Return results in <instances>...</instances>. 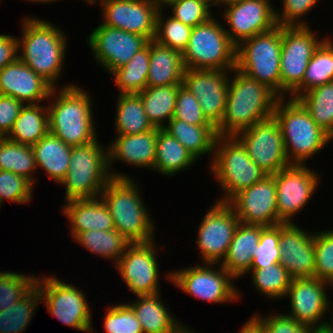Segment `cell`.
<instances>
[{
	"instance_id": "50",
	"label": "cell",
	"mask_w": 333,
	"mask_h": 333,
	"mask_svg": "<svg viewBox=\"0 0 333 333\" xmlns=\"http://www.w3.org/2000/svg\"><path fill=\"white\" fill-rule=\"evenodd\" d=\"M169 9L172 17L192 28L214 16L211 6L204 0H179Z\"/></svg>"
},
{
	"instance_id": "48",
	"label": "cell",
	"mask_w": 333,
	"mask_h": 333,
	"mask_svg": "<svg viewBox=\"0 0 333 333\" xmlns=\"http://www.w3.org/2000/svg\"><path fill=\"white\" fill-rule=\"evenodd\" d=\"M35 186L26 178L10 171L0 170V205L5 201L30 204Z\"/></svg>"
},
{
	"instance_id": "9",
	"label": "cell",
	"mask_w": 333,
	"mask_h": 333,
	"mask_svg": "<svg viewBox=\"0 0 333 333\" xmlns=\"http://www.w3.org/2000/svg\"><path fill=\"white\" fill-rule=\"evenodd\" d=\"M282 26L243 41L236 49V68L265 84L281 98Z\"/></svg>"
},
{
	"instance_id": "1",
	"label": "cell",
	"mask_w": 333,
	"mask_h": 333,
	"mask_svg": "<svg viewBox=\"0 0 333 333\" xmlns=\"http://www.w3.org/2000/svg\"><path fill=\"white\" fill-rule=\"evenodd\" d=\"M18 58L36 74L57 88L64 72L68 33L45 19L27 16L21 19Z\"/></svg>"
},
{
	"instance_id": "59",
	"label": "cell",
	"mask_w": 333,
	"mask_h": 333,
	"mask_svg": "<svg viewBox=\"0 0 333 333\" xmlns=\"http://www.w3.org/2000/svg\"><path fill=\"white\" fill-rule=\"evenodd\" d=\"M24 1H27V2H32V3H43V4H51V3H57L59 2V0H24ZM62 1V0H61Z\"/></svg>"
},
{
	"instance_id": "8",
	"label": "cell",
	"mask_w": 333,
	"mask_h": 333,
	"mask_svg": "<svg viewBox=\"0 0 333 333\" xmlns=\"http://www.w3.org/2000/svg\"><path fill=\"white\" fill-rule=\"evenodd\" d=\"M211 17L192 28L188 45L182 53L185 69L232 70L236 67V49L224 22Z\"/></svg>"
},
{
	"instance_id": "17",
	"label": "cell",
	"mask_w": 333,
	"mask_h": 333,
	"mask_svg": "<svg viewBox=\"0 0 333 333\" xmlns=\"http://www.w3.org/2000/svg\"><path fill=\"white\" fill-rule=\"evenodd\" d=\"M270 0H237L223 5L222 16L225 31L237 47L257 34L275 28V7Z\"/></svg>"
},
{
	"instance_id": "37",
	"label": "cell",
	"mask_w": 333,
	"mask_h": 333,
	"mask_svg": "<svg viewBox=\"0 0 333 333\" xmlns=\"http://www.w3.org/2000/svg\"><path fill=\"white\" fill-rule=\"evenodd\" d=\"M73 240L91 254L112 261L115 265L130 244L117 230H90L78 233Z\"/></svg>"
},
{
	"instance_id": "32",
	"label": "cell",
	"mask_w": 333,
	"mask_h": 333,
	"mask_svg": "<svg viewBox=\"0 0 333 333\" xmlns=\"http://www.w3.org/2000/svg\"><path fill=\"white\" fill-rule=\"evenodd\" d=\"M195 161L193 155L176 138L164 128H157L154 172L170 177L186 171Z\"/></svg>"
},
{
	"instance_id": "42",
	"label": "cell",
	"mask_w": 333,
	"mask_h": 333,
	"mask_svg": "<svg viewBox=\"0 0 333 333\" xmlns=\"http://www.w3.org/2000/svg\"><path fill=\"white\" fill-rule=\"evenodd\" d=\"M248 273L258 295L269 300L285 299L292 277L283 265L275 263L262 269H250Z\"/></svg>"
},
{
	"instance_id": "60",
	"label": "cell",
	"mask_w": 333,
	"mask_h": 333,
	"mask_svg": "<svg viewBox=\"0 0 333 333\" xmlns=\"http://www.w3.org/2000/svg\"><path fill=\"white\" fill-rule=\"evenodd\" d=\"M233 1H237V0H216V6H219V7L221 6V9H222L223 5L233 2Z\"/></svg>"
},
{
	"instance_id": "11",
	"label": "cell",
	"mask_w": 333,
	"mask_h": 333,
	"mask_svg": "<svg viewBox=\"0 0 333 333\" xmlns=\"http://www.w3.org/2000/svg\"><path fill=\"white\" fill-rule=\"evenodd\" d=\"M39 275L35 285L41 293V304L44 302L50 315L67 327L90 333L93 327V309L84 290L74 283H66L62 277Z\"/></svg>"
},
{
	"instance_id": "22",
	"label": "cell",
	"mask_w": 333,
	"mask_h": 333,
	"mask_svg": "<svg viewBox=\"0 0 333 333\" xmlns=\"http://www.w3.org/2000/svg\"><path fill=\"white\" fill-rule=\"evenodd\" d=\"M98 5L103 25L154 40L158 10L149 0H101Z\"/></svg>"
},
{
	"instance_id": "10",
	"label": "cell",
	"mask_w": 333,
	"mask_h": 333,
	"mask_svg": "<svg viewBox=\"0 0 333 333\" xmlns=\"http://www.w3.org/2000/svg\"><path fill=\"white\" fill-rule=\"evenodd\" d=\"M164 276L187 295L211 304H226L240 299L241 293L234 284L236 279L218 263H198L171 270Z\"/></svg>"
},
{
	"instance_id": "14",
	"label": "cell",
	"mask_w": 333,
	"mask_h": 333,
	"mask_svg": "<svg viewBox=\"0 0 333 333\" xmlns=\"http://www.w3.org/2000/svg\"><path fill=\"white\" fill-rule=\"evenodd\" d=\"M156 244L155 240L130 243L113 266L134 296L161 292L159 281L163 274L159 270Z\"/></svg>"
},
{
	"instance_id": "36",
	"label": "cell",
	"mask_w": 333,
	"mask_h": 333,
	"mask_svg": "<svg viewBox=\"0 0 333 333\" xmlns=\"http://www.w3.org/2000/svg\"><path fill=\"white\" fill-rule=\"evenodd\" d=\"M180 86L146 87L138 93L145 113L154 127L164 128L174 117L176 97Z\"/></svg>"
},
{
	"instance_id": "33",
	"label": "cell",
	"mask_w": 333,
	"mask_h": 333,
	"mask_svg": "<svg viewBox=\"0 0 333 333\" xmlns=\"http://www.w3.org/2000/svg\"><path fill=\"white\" fill-rule=\"evenodd\" d=\"M47 104L24 105L14 126L6 137L8 140L33 146L49 132Z\"/></svg>"
},
{
	"instance_id": "46",
	"label": "cell",
	"mask_w": 333,
	"mask_h": 333,
	"mask_svg": "<svg viewBox=\"0 0 333 333\" xmlns=\"http://www.w3.org/2000/svg\"><path fill=\"white\" fill-rule=\"evenodd\" d=\"M314 277L333 286V228L314 232Z\"/></svg>"
},
{
	"instance_id": "41",
	"label": "cell",
	"mask_w": 333,
	"mask_h": 333,
	"mask_svg": "<svg viewBox=\"0 0 333 333\" xmlns=\"http://www.w3.org/2000/svg\"><path fill=\"white\" fill-rule=\"evenodd\" d=\"M298 100L316 124L333 139V82L312 88Z\"/></svg>"
},
{
	"instance_id": "20",
	"label": "cell",
	"mask_w": 333,
	"mask_h": 333,
	"mask_svg": "<svg viewBox=\"0 0 333 333\" xmlns=\"http://www.w3.org/2000/svg\"><path fill=\"white\" fill-rule=\"evenodd\" d=\"M228 204L240 223L271 227L282 224L278 219L276 183L267 175L251 187L237 193Z\"/></svg>"
},
{
	"instance_id": "55",
	"label": "cell",
	"mask_w": 333,
	"mask_h": 333,
	"mask_svg": "<svg viewBox=\"0 0 333 333\" xmlns=\"http://www.w3.org/2000/svg\"><path fill=\"white\" fill-rule=\"evenodd\" d=\"M238 333H264L257 324L249 318L247 319L246 323L241 327Z\"/></svg>"
},
{
	"instance_id": "51",
	"label": "cell",
	"mask_w": 333,
	"mask_h": 333,
	"mask_svg": "<svg viewBox=\"0 0 333 333\" xmlns=\"http://www.w3.org/2000/svg\"><path fill=\"white\" fill-rule=\"evenodd\" d=\"M320 0H282V8L275 9L279 26H310L304 19ZM303 17V18H302Z\"/></svg>"
},
{
	"instance_id": "44",
	"label": "cell",
	"mask_w": 333,
	"mask_h": 333,
	"mask_svg": "<svg viewBox=\"0 0 333 333\" xmlns=\"http://www.w3.org/2000/svg\"><path fill=\"white\" fill-rule=\"evenodd\" d=\"M37 276L15 271H0V311L25 296L36 283Z\"/></svg>"
},
{
	"instance_id": "61",
	"label": "cell",
	"mask_w": 333,
	"mask_h": 333,
	"mask_svg": "<svg viewBox=\"0 0 333 333\" xmlns=\"http://www.w3.org/2000/svg\"><path fill=\"white\" fill-rule=\"evenodd\" d=\"M84 3L86 2L89 3L90 7L93 6L94 4H98L101 0H82Z\"/></svg>"
},
{
	"instance_id": "12",
	"label": "cell",
	"mask_w": 333,
	"mask_h": 333,
	"mask_svg": "<svg viewBox=\"0 0 333 333\" xmlns=\"http://www.w3.org/2000/svg\"><path fill=\"white\" fill-rule=\"evenodd\" d=\"M319 36L310 26H282L281 98L289 97L302 83L308 62L327 38Z\"/></svg>"
},
{
	"instance_id": "63",
	"label": "cell",
	"mask_w": 333,
	"mask_h": 333,
	"mask_svg": "<svg viewBox=\"0 0 333 333\" xmlns=\"http://www.w3.org/2000/svg\"><path fill=\"white\" fill-rule=\"evenodd\" d=\"M90 333H95V332H94V326L92 327V331H91Z\"/></svg>"
},
{
	"instance_id": "52",
	"label": "cell",
	"mask_w": 333,
	"mask_h": 333,
	"mask_svg": "<svg viewBox=\"0 0 333 333\" xmlns=\"http://www.w3.org/2000/svg\"><path fill=\"white\" fill-rule=\"evenodd\" d=\"M174 118L190 125H212L204 116L198 99L183 85L178 89Z\"/></svg>"
},
{
	"instance_id": "30",
	"label": "cell",
	"mask_w": 333,
	"mask_h": 333,
	"mask_svg": "<svg viewBox=\"0 0 333 333\" xmlns=\"http://www.w3.org/2000/svg\"><path fill=\"white\" fill-rule=\"evenodd\" d=\"M31 147L37 170L41 168L51 181L60 185L70 165L72 147L50 132Z\"/></svg>"
},
{
	"instance_id": "3",
	"label": "cell",
	"mask_w": 333,
	"mask_h": 333,
	"mask_svg": "<svg viewBox=\"0 0 333 333\" xmlns=\"http://www.w3.org/2000/svg\"><path fill=\"white\" fill-rule=\"evenodd\" d=\"M279 97L265 84L236 67L229 76L226 109L216 127L218 136H236L243 130L272 117Z\"/></svg>"
},
{
	"instance_id": "4",
	"label": "cell",
	"mask_w": 333,
	"mask_h": 333,
	"mask_svg": "<svg viewBox=\"0 0 333 333\" xmlns=\"http://www.w3.org/2000/svg\"><path fill=\"white\" fill-rule=\"evenodd\" d=\"M136 181L135 178H111L100 197L108 206L115 230L129 243H144L155 240L156 223Z\"/></svg>"
},
{
	"instance_id": "16",
	"label": "cell",
	"mask_w": 333,
	"mask_h": 333,
	"mask_svg": "<svg viewBox=\"0 0 333 333\" xmlns=\"http://www.w3.org/2000/svg\"><path fill=\"white\" fill-rule=\"evenodd\" d=\"M240 221L233 208L224 202L215 201L206 211L196 230V245L201 263L220 264L225 258Z\"/></svg>"
},
{
	"instance_id": "19",
	"label": "cell",
	"mask_w": 333,
	"mask_h": 333,
	"mask_svg": "<svg viewBox=\"0 0 333 333\" xmlns=\"http://www.w3.org/2000/svg\"><path fill=\"white\" fill-rule=\"evenodd\" d=\"M88 36L86 42L92 51L93 59H96L98 66L107 74L127 64L149 42L144 36L102 23L95 26Z\"/></svg>"
},
{
	"instance_id": "18",
	"label": "cell",
	"mask_w": 333,
	"mask_h": 333,
	"mask_svg": "<svg viewBox=\"0 0 333 333\" xmlns=\"http://www.w3.org/2000/svg\"><path fill=\"white\" fill-rule=\"evenodd\" d=\"M251 160L267 175H274L290 164L278 122L272 116L255 123L235 136Z\"/></svg>"
},
{
	"instance_id": "31",
	"label": "cell",
	"mask_w": 333,
	"mask_h": 333,
	"mask_svg": "<svg viewBox=\"0 0 333 333\" xmlns=\"http://www.w3.org/2000/svg\"><path fill=\"white\" fill-rule=\"evenodd\" d=\"M164 129L176 138L196 160L210 154L211 161L208 165L211 164L218 136L213 125H190L173 117Z\"/></svg>"
},
{
	"instance_id": "2",
	"label": "cell",
	"mask_w": 333,
	"mask_h": 333,
	"mask_svg": "<svg viewBox=\"0 0 333 333\" xmlns=\"http://www.w3.org/2000/svg\"><path fill=\"white\" fill-rule=\"evenodd\" d=\"M78 84L53 88L47 101L49 132L71 147L98 139L93 97Z\"/></svg>"
},
{
	"instance_id": "38",
	"label": "cell",
	"mask_w": 333,
	"mask_h": 333,
	"mask_svg": "<svg viewBox=\"0 0 333 333\" xmlns=\"http://www.w3.org/2000/svg\"><path fill=\"white\" fill-rule=\"evenodd\" d=\"M150 41L138 51L127 64L114 70L115 87L118 94H138L147 87V76L150 64Z\"/></svg>"
},
{
	"instance_id": "56",
	"label": "cell",
	"mask_w": 333,
	"mask_h": 333,
	"mask_svg": "<svg viewBox=\"0 0 333 333\" xmlns=\"http://www.w3.org/2000/svg\"><path fill=\"white\" fill-rule=\"evenodd\" d=\"M158 11H165L179 0H149Z\"/></svg>"
},
{
	"instance_id": "5",
	"label": "cell",
	"mask_w": 333,
	"mask_h": 333,
	"mask_svg": "<svg viewBox=\"0 0 333 333\" xmlns=\"http://www.w3.org/2000/svg\"><path fill=\"white\" fill-rule=\"evenodd\" d=\"M283 135L290 164L306 165L333 140L311 117L298 99L279 98L272 115Z\"/></svg>"
},
{
	"instance_id": "62",
	"label": "cell",
	"mask_w": 333,
	"mask_h": 333,
	"mask_svg": "<svg viewBox=\"0 0 333 333\" xmlns=\"http://www.w3.org/2000/svg\"><path fill=\"white\" fill-rule=\"evenodd\" d=\"M204 1L207 2L211 7L216 6V0H204Z\"/></svg>"
},
{
	"instance_id": "45",
	"label": "cell",
	"mask_w": 333,
	"mask_h": 333,
	"mask_svg": "<svg viewBox=\"0 0 333 333\" xmlns=\"http://www.w3.org/2000/svg\"><path fill=\"white\" fill-rule=\"evenodd\" d=\"M105 309L102 324L105 333H143L140 322L127 303L111 304Z\"/></svg>"
},
{
	"instance_id": "23",
	"label": "cell",
	"mask_w": 333,
	"mask_h": 333,
	"mask_svg": "<svg viewBox=\"0 0 333 333\" xmlns=\"http://www.w3.org/2000/svg\"><path fill=\"white\" fill-rule=\"evenodd\" d=\"M280 261L292 279L314 278V232L297 222L280 224Z\"/></svg>"
},
{
	"instance_id": "28",
	"label": "cell",
	"mask_w": 333,
	"mask_h": 333,
	"mask_svg": "<svg viewBox=\"0 0 333 333\" xmlns=\"http://www.w3.org/2000/svg\"><path fill=\"white\" fill-rule=\"evenodd\" d=\"M261 225L239 223L227 254L220 265L236 280L248 275L253 261V251L258 247Z\"/></svg>"
},
{
	"instance_id": "25",
	"label": "cell",
	"mask_w": 333,
	"mask_h": 333,
	"mask_svg": "<svg viewBox=\"0 0 333 333\" xmlns=\"http://www.w3.org/2000/svg\"><path fill=\"white\" fill-rule=\"evenodd\" d=\"M53 87L19 58L0 70V94L24 105L47 102Z\"/></svg>"
},
{
	"instance_id": "35",
	"label": "cell",
	"mask_w": 333,
	"mask_h": 333,
	"mask_svg": "<svg viewBox=\"0 0 333 333\" xmlns=\"http://www.w3.org/2000/svg\"><path fill=\"white\" fill-rule=\"evenodd\" d=\"M333 82V39L327 37L317 48L308 62L302 83L289 95L298 99L302 94L327 83Z\"/></svg>"
},
{
	"instance_id": "26",
	"label": "cell",
	"mask_w": 333,
	"mask_h": 333,
	"mask_svg": "<svg viewBox=\"0 0 333 333\" xmlns=\"http://www.w3.org/2000/svg\"><path fill=\"white\" fill-rule=\"evenodd\" d=\"M62 213L68 219L70 236L90 230L108 231L115 229L108 206L102 198L73 199L63 202Z\"/></svg>"
},
{
	"instance_id": "57",
	"label": "cell",
	"mask_w": 333,
	"mask_h": 333,
	"mask_svg": "<svg viewBox=\"0 0 333 333\" xmlns=\"http://www.w3.org/2000/svg\"><path fill=\"white\" fill-rule=\"evenodd\" d=\"M187 326V327H186ZM172 333H198L195 330L189 328L188 325L182 323L174 332Z\"/></svg>"
},
{
	"instance_id": "29",
	"label": "cell",
	"mask_w": 333,
	"mask_h": 333,
	"mask_svg": "<svg viewBox=\"0 0 333 333\" xmlns=\"http://www.w3.org/2000/svg\"><path fill=\"white\" fill-rule=\"evenodd\" d=\"M147 87L182 85L185 67L182 53L150 40Z\"/></svg>"
},
{
	"instance_id": "54",
	"label": "cell",
	"mask_w": 333,
	"mask_h": 333,
	"mask_svg": "<svg viewBox=\"0 0 333 333\" xmlns=\"http://www.w3.org/2000/svg\"><path fill=\"white\" fill-rule=\"evenodd\" d=\"M18 58L17 36L0 34V70Z\"/></svg>"
},
{
	"instance_id": "7",
	"label": "cell",
	"mask_w": 333,
	"mask_h": 333,
	"mask_svg": "<svg viewBox=\"0 0 333 333\" xmlns=\"http://www.w3.org/2000/svg\"><path fill=\"white\" fill-rule=\"evenodd\" d=\"M99 138L71 148L70 165L60 186L65 187L64 202L99 197L112 178L108 166V147Z\"/></svg>"
},
{
	"instance_id": "47",
	"label": "cell",
	"mask_w": 333,
	"mask_h": 333,
	"mask_svg": "<svg viewBox=\"0 0 333 333\" xmlns=\"http://www.w3.org/2000/svg\"><path fill=\"white\" fill-rule=\"evenodd\" d=\"M280 224L261 226V236L258 247L253 251V261L250 269H262L280 261Z\"/></svg>"
},
{
	"instance_id": "15",
	"label": "cell",
	"mask_w": 333,
	"mask_h": 333,
	"mask_svg": "<svg viewBox=\"0 0 333 333\" xmlns=\"http://www.w3.org/2000/svg\"><path fill=\"white\" fill-rule=\"evenodd\" d=\"M329 288L333 290L330 283L315 277L292 279L285 296L291 312L285 313L316 332L325 333L329 322L325 317L330 314Z\"/></svg>"
},
{
	"instance_id": "53",
	"label": "cell",
	"mask_w": 333,
	"mask_h": 333,
	"mask_svg": "<svg viewBox=\"0 0 333 333\" xmlns=\"http://www.w3.org/2000/svg\"><path fill=\"white\" fill-rule=\"evenodd\" d=\"M24 104L14 97L0 94V138H6L11 132Z\"/></svg>"
},
{
	"instance_id": "24",
	"label": "cell",
	"mask_w": 333,
	"mask_h": 333,
	"mask_svg": "<svg viewBox=\"0 0 333 333\" xmlns=\"http://www.w3.org/2000/svg\"><path fill=\"white\" fill-rule=\"evenodd\" d=\"M114 140L107 144L108 166L112 178H133L126 172L115 171L112 165L120 162L135 168L153 171L156 157L157 127L146 133L133 135H115Z\"/></svg>"
},
{
	"instance_id": "21",
	"label": "cell",
	"mask_w": 333,
	"mask_h": 333,
	"mask_svg": "<svg viewBox=\"0 0 333 333\" xmlns=\"http://www.w3.org/2000/svg\"><path fill=\"white\" fill-rule=\"evenodd\" d=\"M231 70L185 69L182 85L197 99L206 119L216 128L226 109Z\"/></svg>"
},
{
	"instance_id": "34",
	"label": "cell",
	"mask_w": 333,
	"mask_h": 333,
	"mask_svg": "<svg viewBox=\"0 0 333 333\" xmlns=\"http://www.w3.org/2000/svg\"><path fill=\"white\" fill-rule=\"evenodd\" d=\"M114 130L117 135L146 133L155 127L149 121L139 94H118Z\"/></svg>"
},
{
	"instance_id": "39",
	"label": "cell",
	"mask_w": 333,
	"mask_h": 333,
	"mask_svg": "<svg viewBox=\"0 0 333 333\" xmlns=\"http://www.w3.org/2000/svg\"><path fill=\"white\" fill-rule=\"evenodd\" d=\"M41 305V293L35 285L23 298L0 311V333H24Z\"/></svg>"
},
{
	"instance_id": "43",
	"label": "cell",
	"mask_w": 333,
	"mask_h": 333,
	"mask_svg": "<svg viewBox=\"0 0 333 333\" xmlns=\"http://www.w3.org/2000/svg\"><path fill=\"white\" fill-rule=\"evenodd\" d=\"M164 12L166 10L158 11L154 41L183 53L188 45L192 27L183 24L171 15L167 17Z\"/></svg>"
},
{
	"instance_id": "6",
	"label": "cell",
	"mask_w": 333,
	"mask_h": 333,
	"mask_svg": "<svg viewBox=\"0 0 333 333\" xmlns=\"http://www.w3.org/2000/svg\"><path fill=\"white\" fill-rule=\"evenodd\" d=\"M209 173L222 191L216 201L228 203L237 193L267 176L235 136H217Z\"/></svg>"
},
{
	"instance_id": "58",
	"label": "cell",
	"mask_w": 333,
	"mask_h": 333,
	"mask_svg": "<svg viewBox=\"0 0 333 333\" xmlns=\"http://www.w3.org/2000/svg\"><path fill=\"white\" fill-rule=\"evenodd\" d=\"M333 302L330 301V315H332L329 319V322H328V326H327V330L325 331V333H333Z\"/></svg>"
},
{
	"instance_id": "13",
	"label": "cell",
	"mask_w": 333,
	"mask_h": 333,
	"mask_svg": "<svg viewBox=\"0 0 333 333\" xmlns=\"http://www.w3.org/2000/svg\"><path fill=\"white\" fill-rule=\"evenodd\" d=\"M307 165L291 164L273 175L278 219L282 223H294V216L305 209L318 191L320 176Z\"/></svg>"
},
{
	"instance_id": "40",
	"label": "cell",
	"mask_w": 333,
	"mask_h": 333,
	"mask_svg": "<svg viewBox=\"0 0 333 333\" xmlns=\"http://www.w3.org/2000/svg\"><path fill=\"white\" fill-rule=\"evenodd\" d=\"M0 170L10 171L29 180L34 186L39 180L32 147L0 138ZM36 178V179H35Z\"/></svg>"
},
{
	"instance_id": "49",
	"label": "cell",
	"mask_w": 333,
	"mask_h": 333,
	"mask_svg": "<svg viewBox=\"0 0 333 333\" xmlns=\"http://www.w3.org/2000/svg\"><path fill=\"white\" fill-rule=\"evenodd\" d=\"M264 315L255 313L250 317L264 333H318L285 312Z\"/></svg>"
},
{
	"instance_id": "27",
	"label": "cell",
	"mask_w": 333,
	"mask_h": 333,
	"mask_svg": "<svg viewBox=\"0 0 333 333\" xmlns=\"http://www.w3.org/2000/svg\"><path fill=\"white\" fill-rule=\"evenodd\" d=\"M162 293L136 296V300L126 302L134 311L143 333H172L182 323L164 303Z\"/></svg>"
}]
</instances>
